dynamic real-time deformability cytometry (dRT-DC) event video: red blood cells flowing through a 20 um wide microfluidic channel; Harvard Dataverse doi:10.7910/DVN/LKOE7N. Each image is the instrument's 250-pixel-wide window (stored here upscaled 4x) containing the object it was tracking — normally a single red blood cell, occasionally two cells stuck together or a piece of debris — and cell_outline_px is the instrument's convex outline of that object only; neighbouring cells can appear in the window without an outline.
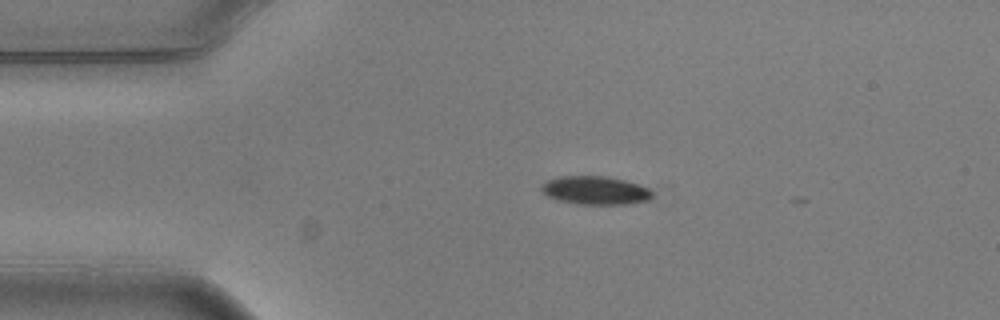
{"species": "common noctule bat (a hibernating species)", "species_latin": "Nyctalus noctula", "temperature_condition": "warm", "stored_images_in_passage": 1, "camera_frame_rate_fps": 3000, "um_per_image_px": 0.085, "animal": {"sex": "male", "body_mass_g": 20.5, "forearm_length_mm": 52.5}, "frame": {"image": 1, "passage_image": 1, "time_ms": 0.0, "image_size_px": [1000, 320], "cell_outline_px": [[652, 196], [648, 200], [628, 204], [580, 204], [556, 200], [548, 196], [540, 188], [540, 184], [548, 180], [560, 176], [604, 176], [624, 180], [640, 184], [648, 188], [652, 192]], "centroid_in_image_um": [50.59, 16.18], "position_along_channel_um": 34.4, "area_um2": 18.32}}